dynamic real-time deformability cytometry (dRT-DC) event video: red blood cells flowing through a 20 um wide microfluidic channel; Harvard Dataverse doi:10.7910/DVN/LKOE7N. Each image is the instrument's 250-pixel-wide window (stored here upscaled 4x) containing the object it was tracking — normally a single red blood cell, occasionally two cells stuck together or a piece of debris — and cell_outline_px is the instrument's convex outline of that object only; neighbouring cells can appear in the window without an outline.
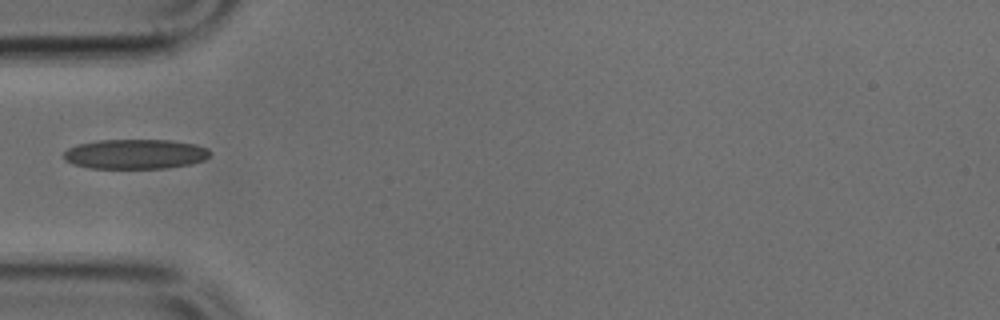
{"species": "common noctule bat (a hibernating species)", "species_latin": "Nyctalus noctula", "temperature_condition": "cold", "stored_images_in_passage": 34, "camera_frame_rate_fps": 3000, "um_per_image_px": 0.085, "animal": {"sex": "male", "body_mass_g": 17.9, "forearm_length_mm": 54.2}, "frame": {"image": 1, "passage_image": 1, "time_ms": 0.0, "image_size_px": [1000, 320], "cell_outline_px": [[212, 152], [204, 160], [188, 164], [164, 168], [92, 168], [72, 164], [64, 160], [64, 152], [68, 148], [76, 144], [96, 140], [172, 140], [196, 144], [208, 148]], "centroid_in_image_um": [11.48, 13.08], "position_along_channel_um": 73.5, "area_um2": 25.49}}
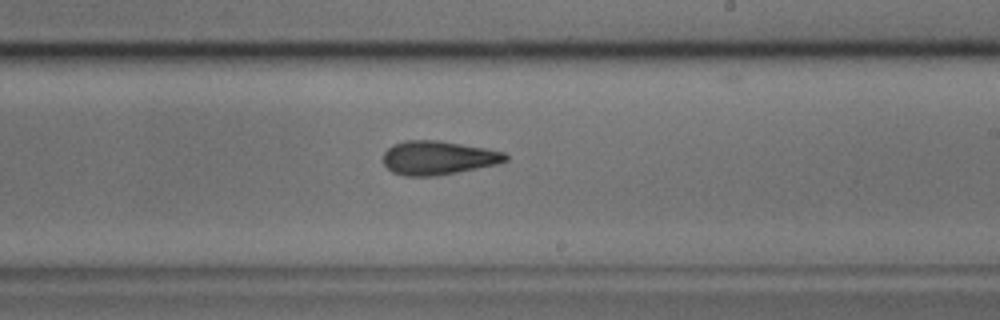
{"frame": {"image": 2, "passage_image": 14, "time_ms": 4.333, "image_size_px": [1000, 320], "cell_outline_px": [[508, 160], [496, 164], [436, 176], [404, 176], [392, 172], [384, 164], [384, 152], [392, 144], [404, 140], [436, 140], [484, 148], [504, 152], [508, 156]], "centroid_in_image_um": [37.2, 13.41], "position_along_channel_um": 251.8, "area_um2": 23.93}}
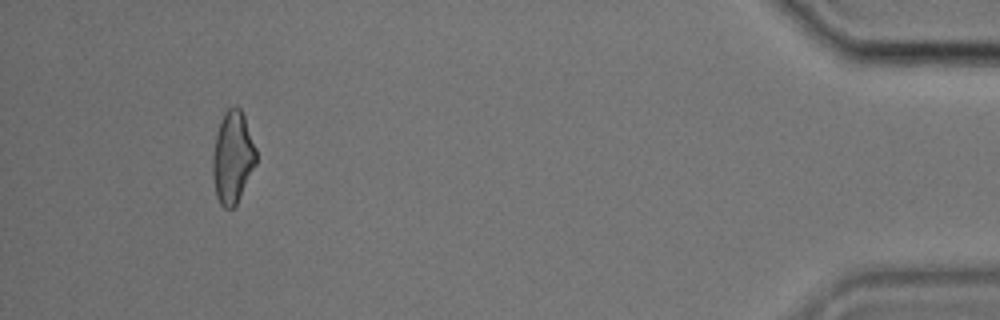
{"frame": {"image": 3, "passage_image": 31, "time_ms": 10.0, "image_size_px": [1000, 320], "cell_outline_px": [[256, 164], [236, 204], [232, 208], [224, 208], [220, 204], [216, 196], [212, 176], [212, 156], [216, 132], [220, 120], [224, 112], [228, 108], [236, 104], [240, 108], [244, 116], [256, 148]], "centroid_in_image_um": [19.75, 13.34], "position_along_channel_um": 415.4, "area_um2": 23.47}}